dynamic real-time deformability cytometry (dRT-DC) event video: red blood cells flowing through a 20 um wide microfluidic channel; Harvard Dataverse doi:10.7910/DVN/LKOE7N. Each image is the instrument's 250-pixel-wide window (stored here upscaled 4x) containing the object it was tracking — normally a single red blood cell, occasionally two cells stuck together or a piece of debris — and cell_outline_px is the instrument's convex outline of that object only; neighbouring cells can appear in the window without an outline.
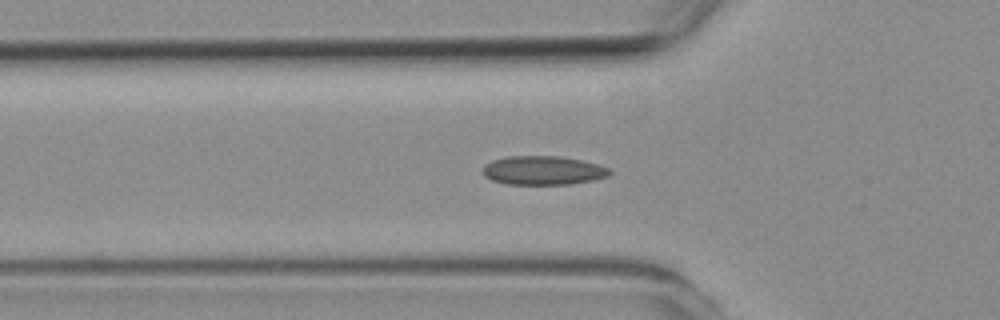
{"species": "common noctule bat (a hibernating species)", "species_latin": "Nyctalus noctula", "temperature_condition": "room temperature", "stored_images_in_passage": 51, "camera_frame_rate_fps": 3000, "um_per_image_px": 0.085, "animal": {"sex": "female", "body_mass_g": 19.3, "forearm_length_mm": 54.1}, "frame": {"image": 1, "passage_image": 14, "time_ms": 4.333, "image_size_px": [1000, 320], "cell_outline_px": [[612, 172], [608, 176], [592, 180], [572, 184], [508, 184], [492, 180], [484, 176], [484, 164], [492, 160], [508, 156], [560, 156], [580, 160], [596, 164], [608, 168]], "centroid_in_image_um": [46.15, 14.48], "position_along_channel_um": 79.7, "area_um2": 21.21}}
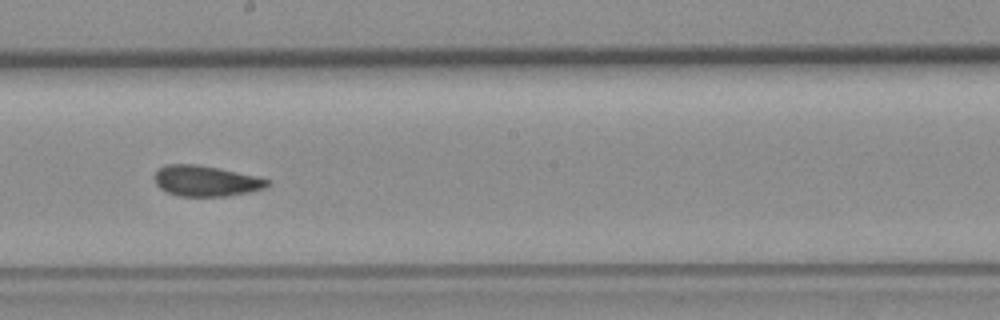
{"frame": {"image": 2, "passage_image": 26, "time_ms": 8.333, "image_size_px": [1000, 320], "cell_outline_px": [[272, 184], [264, 188], [248, 192], [228, 196], [180, 196], [168, 192], [160, 188], [156, 184], [152, 176], [160, 168], [168, 164], [196, 164], [256, 176], [272, 180]], "centroid_in_image_um": [17.51, 15.38], "position_along_channel_um": 230.7, "area_um2": 20.11}}
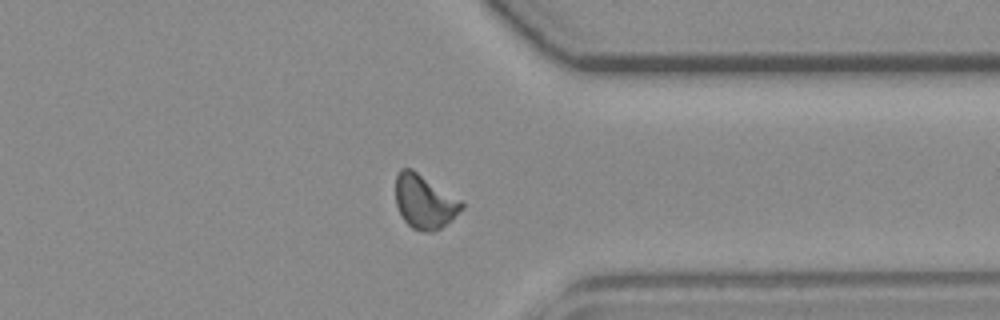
{"frame": {"image": 3, "passage_image": 38, "time_ms": 12.333, "image_size_px": [1000, 320], "cell_outline_px": [[464, 208], [440, 228], [432, 232], [424, 232], [412, 228], [404, 220], [396, 204], [396, 176], [400, 168], [412, 168], [460, 200], [464, 204]], "centroid_in_image_um": [36.06, 17.13], "position_along_channel_um": 375.3, "area_um2": 20.46}, "authors_computed_cell_mechanics": {"area_um2": 20.2878, "velocity_mm_per_s": 3.7543, "shape_relaxation_time_tau1_ms": null, "shape_relaxation_time_tau2_ms": 2.0389, "deformation_change_tau1": null, "deformation_change_tau2": 0.0632}}